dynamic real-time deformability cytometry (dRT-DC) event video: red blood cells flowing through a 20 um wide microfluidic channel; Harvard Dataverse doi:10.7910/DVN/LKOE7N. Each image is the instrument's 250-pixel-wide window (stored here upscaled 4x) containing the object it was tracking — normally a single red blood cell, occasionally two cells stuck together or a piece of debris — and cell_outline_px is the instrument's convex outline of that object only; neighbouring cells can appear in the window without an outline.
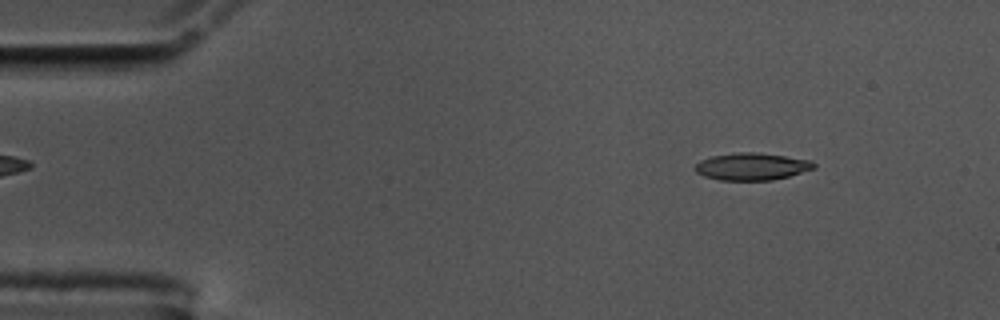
{"species": "common noctule bat (a hibernating species)", "species_latin": "Nyctalus noctula", "temperature_condition": "cold", "stored_images_in_passage": 55, "camera_frame_rate_fps": 3000, "um_per_image_px": 0.085, "animal": {"sex": "male", "body_mass_g": 17.5, "forearm_length_mm": 52.3}, "frame": {"image": 1, "passage_image": 6, "time_ms": 1.667, "image_size_px": [1000, 320], "cell_outline_px": [[816, 168], [788, 176], [772, 180], [720, 180], [704, 176], [696, 172], [696, 164], [700, 160], [712, 156], [736, 152], [756, 152], [812, 160], [816, 164]], "centroid_in_image_um": [63.92, 14.15], "position_along_channel_um": 21.1, "area_um2": 18.79}}
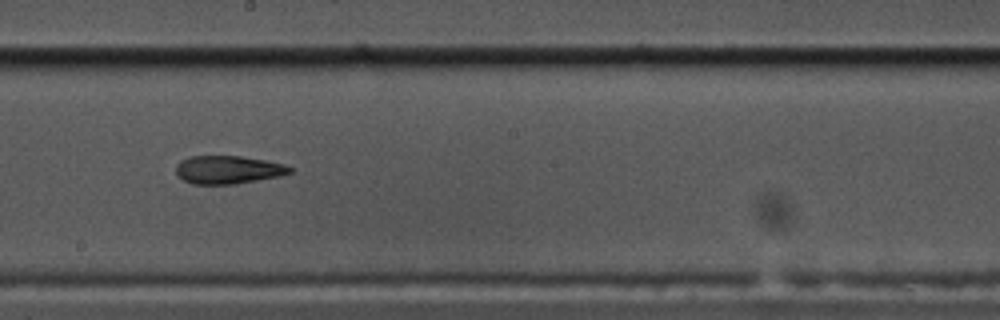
{"frame": {"image": 2, "passage_image": 30, "time_ms": 9.667, "image_size_px": [1000, 320], "cell_outline_px": [[296, 168], [292, 172], [280, 176], [236, 184], [192, 184], [184, 180], [176, 172], [176, 164], [180, 160], [188, 156], [240, 156], [264, 160], [284, 164]], "centroid_in_image_um": [19.41, 14.42], "position_along_channel_um": 228.8, "area_um2": 18.79}}
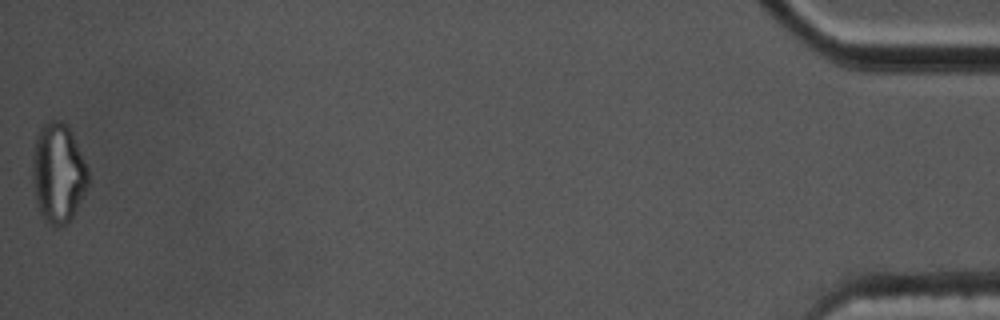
{"frame": {"image": 3, "passage_image": 55, "time_ms": 18.0, "image_size_px": [1000, 320], "cell_outline_px": [[88, 184], [72, 216], [60, 228], [52, 228], [40, 216], [36, 200], [32, 180], [32, 152], [36, 136], [40, 128], [48, 120], [60, 120], [68, 124], [88, 168]], "centroid_in_image_um": [4.91, 14.7], "position_along_channel_um": 430.3, "area_um2": 32.6}, "authors_computed_cell_mechanics": {"area_um2": 19.1318, "velocity_mm_per_s": 3.5774, "shape_relaxation_time_tau1_ms": null, "shape_relaxation_time_tau2_ms": 4.2558, "deformation_change_tau1": null, "deformation_change_tau2": 0.1379}}